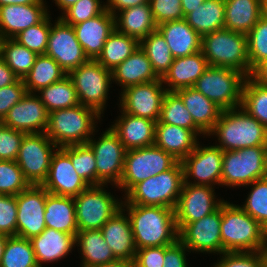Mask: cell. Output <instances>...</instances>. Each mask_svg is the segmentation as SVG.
Masks as SVG:
<instances>
[{
    "label": "cell",
    "instance_id": "6da1fadb",
    "mask_svg": "<svg viewBox=\"0 0 267 267\" xmlns=\"http://www.w3.org/2000/svg\"><path fill=\"white\" fill-rule=\"evenodd\" d=\"M131 222L137 249L169 246L178 240L175 209L122 204Z\"/></svg>",
    "mask_w": 267,
    "mask_h": 267
},
{
    "label": "cell",
    "instance_id": "7a4b0ae2",
    "mask_svg": "<svg viewBox=\"0 0 267 267\" xmlns=\"http://www.w3.org/2000/svg\"><path fill=\"white\" fill-rule=\"evenodd\" d=\"M220 230L223 253L267 250V231L238 204L222 203Z\"/></svg>",
    "mask_w": 267,
    "mask_h": 267
},
{
    "label": "cell",
    "instance_id": "3957f363",
    "mask_svg": "<svg viewBox=\"0 0 267 267\" xmlns=\"http://www.w3.org/2000/svg\"><path fill=\"white\" fill-rule=\"evenodd\" d=\"M215 135L223 151L267 145V128L252 117L243 107L222 110L214 129L207 137Z\"/></svg>",
    "mask_w": 267,
    "mask_h": 267
},
{
    "label": "cell",
    "instance_id": "277c9868",
    "mask_svg": "<svg viewBox=\"0 0 267 267\" xmlns=\"http://www.w3.org/2000/svg\"><path fill=\"white\" fill-rule=\"evenodd\" d=\"M101 118L94 109L82 104L55 110L48 114L45 133L58 148L86 144L98 132L96 123Z\"/></svg>",
    "mask_w": 267,
    "mask_h": 267
},
{
    "label": "cell",
    "instance_id": "5b68a950",
    "mask_svg": "<svg viewBox=\"0 0 267 267\" xmlns=\"http://www.w3.org/2000/svg\"><path fill=\"white\" fill-rule=\"evenodd\" d=\"M183 184V166L181 161H178L171 169L136 184L126 195H123L122 204L175 209Z\"/></svg>",
    "mask_w": 267,
    "mask_h": 267
},
{
    "label": "cell",
    "instance_id": "8992f818",
    "mask_svg": "<svg viewBox=\"0 0 267 267\" xmlns=\"http://www.w3.org/2000/svg\"><path fill=\"white\" fill-rule=\"evenodd\" d=\"M201 51L209 66L231 68L250 76L246 34L225 28L205 34Z\"/></svg>",
    "mask_w": 267,
    "mask_h": 267
},
{
    "label": "cell",
    "instance_id": "52a82bcc",
    "mask_svg": "<svg viewBox=\"0 0 267 267\" xmlns=\"http://www.w3.org/2000/svg\"><path fill=\"white\" fill-rule=\"evenodd\" d=\"M267 177V145L224 151L221 186L243 187Z\"/></svg>",
    "mask_w": 267,
    "mask_h": 267
},
{
    "label": "cell",
    "instance_id": "ba28073f",
    "mask_svg": "<svg viewBox=\"0 0 267 267\" xmlns=\"http://www.w3.org/2000/svg\"><path fill=\"white\" fill-rule=\"evenodd\" d=\"M246 78L245 74L231 68L209 66L193 88L222 110H228L241 106Z\"/></svg>",
    "mask_w": 267,
    "mask_h": 267
},
{
    "label": "cell",
    "instance_id": "9c48e42d",
    "mask_svg": "<svg viewBox=\"0 0 267 267\" xmlns=\"http://www.w3.org/2000/svg\"><path fill=\"white\" fill-rule=\"evenodd\" d=\"M177 162L170 153L155 145L128 150L117 188L126 195L136 184L171 169Z\"/></svg>",
    "mask_w": 267,
    "mask_h": 267
},
{
    "label": "cell",
    "instance_id": "30bf717a",
    "mask_svg": "<svg viewBox=\"0 0 267 267\" xmlns=\"http://www.w3.org/2000/svg\"><path fill=\"white\" fill-rule=\"evenodd\" d=\"M105 187L108 186H89L74 197L78 231L100 230L122 208V199H116Z\"/></svg>",
    "mask_w": 267,
    "mask_h": 267
},
{
    "label": "cell",
    "instance_id": "8fae6325",
    "mask_svg": "<svg viewBox=\"0 0 267 267\" xmlns=\"http://www.w3.org/2000/svg\"><path fill=\"white\" fill-rule=\"evenodd\" d=\"M68 76L74 83L79 103L103 116L108 91L112 87V71L103 67L97 60L89 59L72 70Z\"/></svg>",
    "mask_w": 267,
    "mask_h": 267
},
{
    "label": "cell",
    "instance_id": "7c38bea8",
    "mask_svg": "<svg viewBox=\"0 0 267 267\" xmlns=\"http://www.w3.org/2000/svg\"><path fill=\"white\" fill-rule=\"evenodd\" d=\"M58 147L46 133L25 134L16 162L30 185H42L46 180L52 156Z\"/></svg>",
    "mask_w": 267,
    "mask_h": 267
},
{
    "label": "cell",
    "instance_id": "4fadbf2b",
    "mask_svg": "<svg viewBox=\"0 0 267 267\" xmlns=\"http://www.w3.org/2000/svg\"><path fill=\"white\" fill-rule=\"evenodd\" d=\"M102 133L99 140L93 135L87 142L96 158L97 185L110 183L117 188L123 175L127 149L111 127Z\"/></svg>",
    "mask_w": 267,
    "mask_h": 267
},
{
    "label": "cell",
    "instance_id": "5bb4252c",
    "mask_svg": "<svg viewBox=\"0 0 267 267\" xmlns=\"http://www.w3.org/2000/svg\"><path fill=\"white\" fill-rule=\"evenodd\" d=\"M222 204L211 214L189 224H176L178 239L192 252L221 255Z\"/></svg>",
    "mask_w": 267,
    "mask_h": 267
},
{
    "label": "cell",
    "instance_id": "9a60e30c",
    "mask_svg": "<svg viewBox=\"0 0 267 267\" xmlns=\"http://www.w3.org/2000/svg\"><path fill=\"white\" fill-rule=\"evenodd\" d=\"M223 154L224 151L216 144L201 146L198 142L196 148L181 161L184 183L211 187L220 186ZM190 178H194V182Z\"/></svg>",
    "mask_w": 267,
    "mask_h": 267
},
{
    "label": "cell",
    "instance_id": "2e32d148",
    "mask_svg": "<svg viewBox=\"0 0 267 267\" xmlns=\"http://www.w3.org/2000/svg\"><path fill=\"white\" fill-rule=\"evenodd\" d=\"M166 92L167 89L161 78L148 83L132 85L121 91L119 107L130 115L157 122Z\"/></svg>",
    "mask_w": 267,
    "mask_h": 267
},
{
    "label": "cell",
    "instance_id": "e0dca14e",
    "mask_svg": "<svg viewBox=\"0 0 267 267\" xmlns=\"http://www.w3.org/2000/svg\"><path fill=\"white\" fill-rule=\"evenodd\" d=\"M55 21L54 25L51 22L45 55L52 57L68 75L89 59L77 40L73 26L64 23L59 17Z\"/></svg>",
    "mask_w": 267,
    "mask_h": 267
},
{
    "label": "cell",
    "instance_id": "ac0fdd59",
    "mask_svg": "<svg viewBox=\"0 0 267 267\" xmlns=\"http://www.w3.org/2000/svg\"><path fill=\"white\" fill-rule=\"evenodd\" d=\"M48 193L42 185H30L16 195V236L31 239L40 235L46 229L44 212Z\"/></svg>",
    "mask_w": 267,
    "mask_h": 267
},
{
    "label": "cell",
    "instance_id": "d6986e66",
    "mask_svg": "<svg viewBox=\"0 0 267 267\" xmlns=\"http://www.w3.org/2000/svg\"><path fill=\"white\" fill-rule=\"evenodd\" d=\"M211 186L184 183L175 208L176 224H189L217 210L224 199H216Z\"/></svg>",
    "mask_w": 267,
    "mask_h": 267
},
{
    "label": "cell",
    "instance_id": "ffe728a7",
    "mask_svg": "<svg viewBox=\"0 0 267 267\" xmlns=\"http://www.w3.org/2000/svg\"><path fill=\"white\" fill-rule=\"evenodd\" d=\"M42 186L51 194L74 198L90 185L75 171L70 157L58 148Z\"/></svg>",
    "mask_w": 267,
    "mask_h": 267
},
{
    "label": "cell",
    "instance_id": "44dd1931",
    "mask_svg": "<svg viewBox=\"0 0 267 267\" xmlns=\"http://www.w3.org/2000/svg\"><path fill=\"white\" fill-rule=\"evenodd\" d=\"M48 112L36 93H26L1 121L6 127L29 133H45Z\"/></svg>",
    "mask_w": 267,
    "mask_h": 267
},
{
    "label": "cell",
    "instance_id": "7402d4cb",
    "mask_svg": "<svg viewBox=\"0 0 267 267\" xmlns=\"http://www.w3.org/2000/svg\"><path fill=\"white\" fill-rule=\"evenodd\" d=\"M73 28L85 55L96 60L108 36L115 30V16L105 9L100 15L73 25Z\"/></svg>",
    "mask_w": 267,
    "mask_h": 267
},
{
    "label": "cell",
    "instance_id": "603a6c76",
    "mask_svg": "<svg viewBox=\"0 0 267 267\" xmlns=\"http://www.w3.org/2000/svg\"><path fill=\"white\" fill-rule=\"evenodd\" d=\"M46 4L0 7V40L13 39L23 30L42 22L49 12Z\"/></svg>",
    "mask_w": 267,
    "mask_h": 267
},
{
    "label": "cell",
    "instance_id": "cb8c5ba5",
    "mask_svg": "<svg viewBox=\"0 0 267 267\" xmlns=\"http://www.w3.org/2000/svg\"><path fill=\"white\" fill-rule=\"evenodd\" d=\"M121 208L100 229L103 238L116 259L134 261L137 251L131 222Z\"/></svg>",
    "mask_w": 267,
    "mask_h": 267
},
{
    "label": "cell",
    "instance_id": "d4e9b609",
    "mask_svg": "<svg viewBox=\"0 0 267 267\" xmlns=\"http://www.w3.org/2000/svg\"><path fill=\"white\" fill-rule=\"evenodd\" d=\"M120 112L121 115L110 127L118 135L127 151L154 145L155 120L133 116L122 109Z\"/></svg>",
    "mask_w": 267,
    "mask_h": 267
},
{
    "label": "cell",
    "instance_id": "484cf974",
    "mask_svg": "<svg viewBox=\"0 0 267 267\" xmlns=\"http://www.w3.org/2000/svg\"><path fill=\"white\" fill-rule=\"evenodd\" d=\"M209 64L199 51L193 55L174 58L169 70L161 78L167 91L193 87L197 79L207 70Z\"/></svg>",
    "mask_w": 267,
    "mask_h": 267
},
{
    "label": "cell",
    "instance_id": "4316f807",
    "mask_svg": "<svg viewBox=\"0 0 267 267\" xmlns=\"http://www.w3.org/2000/svg\"><path fill=\"white\" fill-rule=\"evenodd\" d=\"M39 267L66 258L75 246V236L46 227L37 236L30 239Z\"/></svg>",
    "mask_w": 267,
    "mask_h": 267
},
{
    "label": "cell",
    "instance_id": "83f0119b",
    "mask_svg": "<svg viewBox=\"0 0 267 267\" xmlns=\"http://www.w3.org/2000/svg\"><path fill=\"white\" fill-rule=\"evenodd\" d=\"M157 30L168 44L173 58L193 55L201 51L202 37L185 19L166 21Z\"/></svg>",
    "mask_w": 267,
    "mask_h": 267
},
{
    "label": "cell",
    "instance_id": "f1b7e54d",
    "mask_svg": "<svg viewBox=\"0 0 267 267\" xmlns=\"http://www.w3.org/2000/svg\"><path fill=\"white\" fill-rule=\"evenodd\" d=\"M198 140L190 129L156 122L154 145L170 153L178 161H182L196 148Z\"/></svg>",
    "mask_w": 267,
    "mask_h": 267
},
{
    "label": "cell",
    "instance_id": "f546056e",
    "mask_svg": "<svg viewBox=\"0 0 267 267\" xmlns=\"http://www.w3.org/2000/svg\"><path fill=\"white\" fill-rule=\"evenodd\" d=\"M158 79L159 77L153 71L151 62L140 47L112 70V81L122 87L121 91L132 85L148 83Z\"/></svg>",
    "mask_w": 267,
    "mask_h": 267
},
{
    "label": "cell",
    "instance_id": "4dcf8cb0",
    "mask_svg": "<svg viewBox=\"0 0 267 267\" xmlns=\"http://www.w3.org/2000/svg\"><path fill=\"white\" fill-rule=\"evenodd\" d=\"M157 27L149 3L126 8L115 15V29L139 42Z\"/></svg>",
    "mask_w": 267,
    "mask_h": 267
},
{
    "label": "cell",
    "instance_id": "1f68e13d",
    "mask_svg": "<svg viewBox=\"0 0 267 267\" xmlns=\"http://www.w3.org/2000/svg\"><path fill=\"white\" fill-rule=\"evenodd\" d=\"M262 16V0H225V29L247 35Z\"/></svg>",
    "mask_w": 267,
    "mask_h": 267
},
{
    "label": "cell",
    "instance_id": "d6a6232c",
    "mask_svg": "<svg viewBox=\"0 0 267 267\" xmlns=\"http://www.w3.org/2000/svg\"><path fill=\"white\" fill-rule=\"evenodd\" d=\"M176 92L181 96L194 123L208 136L219 120L222 109L193 87L182 88Z\"/></svg>",
    "mask_w": 267,
    "mask_h": 267
},
{
    "label": "cell",
    "instance_id": "836d02e7",
    "mask_svg": "<svg viewBox=\"0 0 267 267\" xmlns=\"http://www.w3.org/2000/svg\"><path fill=\"white\" fill-rule=\"evenodd\" d=\"M44 218L46 227L72 234L76 237L78 227L73 197L48 193L46 196Z\"/></svg>",
    "mask_w": 267,
    "mask_h": 267
},
{
    "label": "cell",
    "instance_id": "e575fe53",
    "mask_svg": "<svg viewBox=\"0 0 267 267\" xmlns=\"http://www.w3.org/2000/svg\"><path fill=\"white\" fill-rule=\"evenodd\" d=\"M75 246L80 247L81 267H96L116 260L100 230L78 231Z\"/></svg>",
    "mask_w": 267,
    "mask_h": 267
},
{
    "label": "cell",
    "instance_id": "d590c367",
    "mask_svg": "<svg viewBox=\"0 0 267 267\" xmlns=\"http://www.w3.org/2000/svg\"><path fill=\"white\" fill-rule=\"evenodd\" d=\"M185 20L201 37L224 28L225 0H205L185 16Z\"/></svg>",
    "mask_w": 267,
    "mask_h": 267
},
{
    "label": "cell",
    "instance_id": "8d00e7d4",
    "mask_svg": "<svg viewBox=\"0 0 267 267\" xmlns=\"http://www.w3.org/2000/svg\"><path fill=\"white\" fill-rule=\"evenodd\" d=\"M140 47V42L133 37L118 32L116 29L108 36L101 54L96 59L103 67L112 71Z\"/></svg>",
    "mask_w": 267,
    "mask_h": 267
},
{
    "label": "cell",
    "instance_id": "74e56055",
    "mask_svg": "<svg viewBox=\"0 0 267 267\" xmlns=\"http://www.w3.org/2000/svg\"><path fill=\"white\" fill-rule=\"evenodd\" d=\"M67 74L60 65L45 54L38 55L29 73L23 79L26 91L36 93L40 89L62 80Z\"/></svg>",
    "mask_w": 267,
    "mask_h": 267
},
{
    "label": "cell",
    "instance_id": "f35d334b",
    "mask_svg": "<svg viewBox=\"0 0 267 267\" xmlns=\"http://www.w3.org/2000/svg\"><path fill=\"white\" fill-rule=\"evenodd\" d=\"M159 122L190 129L197 136L206 135L195 123L185 107L181 96L176 91H167L160 111Z\"/></svg>",
    "mask_w": 267,
    "mask_h": 267
},
{
    "label": "cell",
    "instance_id": "ab89813d",
    "mask_svg": "<svg viewBox=\"0 0 267 267\" xmlns=\"http://www.w3.org/2000/svg\"><path fill=\"white\" fill-rule=\"evenodd\" d=\"M36 93H39V98L45 105L48 113L80 104L74 83L68 75L62 80L40 89Z\"/></svg>",
    "mask_w": 267,
    "mask_h": 267
},
{
    "label": "cell",
    "instance_id": "60d3db41",
    "mask_svg": "<svg viewBox=\"0 0 267 267\" xmlns=\"http://www.w3.org/2000/svg\"><path fill=\"white\" fill-rule=\"evenodd\" d=\"M0 55L19 79L25 78L38 56L14 39L0 40Z\"/></svg>",
    "mask_w": 267,
    "mask_h": 267
},
{
    "label": "cell",
    "instance_id": "b9f144b4",
    "mask_svg": "<svg viewBox=\"0 0 267 267\" xmlns=\"http://www.w3.org/2000/svg\"><path fill=\"white\" fill-rule=\"evenodd\" d=\"M140 48L151 62L153 71L162 78L174 59L162 34L158 30L153 31L140 41Z\"/></svg>",
    "mask_w": 267,
    "mask_h": 267
},
{
    "label": "cell",
    "instance_id": "7bdbcfd3",
    "mask_svg": "<svg viewBox=\"0 0 267 267\" xmlns=\"http://www.w3.org/2000/svg\"><path fill=\"white\" fill-rule=\"evenodd\" d=\"M0 267H39L30 239L9 236L4 247Z\"/></svg>",
    "mask_w": 267,
    "mask_h": 267
},
{
    "label": "cell",
    "instance_id": "ee69618b",
    "mask_svg": "<svg viewBox=\"0 0 267 267\" xmlns=\"http://www.w3.org/2000/svg\"><path fill=\"white\" fill-rule=\"evenodd\" d=\"M241 107L267 128V87L250 76L243 86Z\"/></svg>",
    "mask_w": 267,
    "mask_h": 267
},
{
    "label": "cell",
    "instance_id": "f6af8a7d",
    "mask_svg": "<svg viewBox=\"0 0 267 267\" xmlns=\"http://www.w3.org/2000/svg\"><path fill=\"white\" fill-rule=\"evenodd\" d=\"M70 157L75 171L90 186L97 185L96 158L92 148L86 144L61 147Z\"/></svg>",
    "mask_w": 267,
    "mask_h": 267
},
{
    "label": "cell",
    "instance_id": "bcb514c9",
    "mask_svg": "<svg viewBox=\"0 0 267 267\" xmlns=\"http://www.w3.org/2000/svg\"><path fill=\"white\" fill-rule=\"evenodd\" d=\"M247 186L252 188L240 207L267 231V177Z\"/></svg>",
    "mask_w": 267,
    "mask_h": 267
},
{
    "label": "cell",
    "instance_id": "7dc6e473",
    "mask_svg": "<svg viewBox=\"0 0 267 267\" xmlns=\"http://www.w3.org/2000/svg\"><path fill=\"white\" fill-rule=\"evenodd\" d=\"M50 15L51 14H49L42 22L23 30L13 39L37 55L45 54L51 30Z\"/></svg>",
    "mask_w": 267,
    "mask_h": 267
},
{
    "label": "cell",
    "instance_id": "c3c4849f",
    "mask_svg": "<svg viewBox=\"0 0 267 267\" xmlns=\"http://www.w3.org/2000/svg\"><path fill=\"white\" fill-rule=\"evenodd\" d=\"M250 76L252 71L267 59V19L263 16L247 34Z\"/></svg>",
    "mask_w": 267,
    "mask_h": 267
},
{
    "label": "cell",
    "instance_id": "681fc988",
    "mask_svg": "<svg viewBox=\"0 0 267 267\" xmlns=\"http://www.w3.org/2000/svg\"><path fill=\"white\" fill-rule=\"evenodd\" d=\"M30 186L16 161L0 160V194L16 196Z\"/></svg>",
    "mask_w": 267,
    "mask_h": 267
},
{
    "label": "cell",
    "instance_id": "f907efd6",
    "mask_svg": "<svg viewBox=\"0 0 267 267\" xmlns=\"http://www.w3.org/2000/svg\"><path fill=\"white\" fill-rule=\"evenodd\" d=\"M106 9L105 2L100 0H79L70 6L61 16H58L68 25H76L97 15H100Z\"/></svg>",
    "mask_w": 267,
    "mask_h": 267
},
{
    "label": "cell",
    "instance_id": "816d5d0a",
    "mask_svg": "<svg viewBox=\"0 0 267 267\" xmlns=\"http://www.w3.org/2000/svg\"><path fill=\"white\" fill-rule=\"evenodd\" d=\"M221 255L213 267H264V251L224 252Z\"/></svg>",
    "mask_w": 267,
    "mask_h": 267
},
{
    "label": "cell",
    "instance_id": "f5cc1de1",
    "mask_svg": "<svg viewBox=\"0 0 267 267\" xmlns=\"http://www.w3.org/2000/svg\"><path fill=\"white\" fill-rule=\"evenodd\" d=\"M25 134L0 122V160L16 161Z\"/></svg>",
    "mask_w": 267,
    "mask_h": 267
},
{
    "label": "cell",
    "instance_id": "db71d44e",
    "mask_svg": "<svg viewBox=\"0 0 267 267\" xmlns=\"http://www.w3.org/2000/svg\"><path fill=\"white\" fill-rule=\"evenodd\" d=\"M0 233L16 236L17 202L16 196L0 194Z\"/></svg>",
    "mask_w": 267,
    "mask_h": 267
},
{
    "label": "cell",
    "instance_id": "11a10c76",
    "mask_svg": "<svg viewBox=\"0 0 267 267\" xmlns=\"http://www.w3.org/2000/svg\"><path fill=\"white\" fill-rule=\"evenodd\" d=\"M151 11L157 25L185 19L181 0H149Z\"/></svg>",
    "mask_w": 267,
    "mask_h": 267
},
{
    "label": "cell",
    "instance_id": "9f6ffc18",
    "mask_svg": "<svg viewBox=\"0 0 267 267\" xmlns=\"http://www.w3.org/2000/svg\"><path fill=\"white\" fill-rule=\"evenodd\" d=\"M27 93L23 79L12 85L0 88V122L8 111L17 104Z\"/></svg>",
    "mask_w": 267,
    "mask_h": 267
},
{
    "label": "cell",
    "instance_id": "6f0895ef",
    "mask_svg": "<svg viewBox=\"0 0 267 267\" xmlns=\"http://www.w3.org/2000/svg\"><path fill=\"white\" fill-rule=\"evenodd\" d=\"M164 246L137 249L134 267H163Z\"/></svg>",
    "mask_w": 267,
    "mask_h": 267
},
{
    "label": "cell",
    "instance_id": "680465c9",
    "mask_svg": "<svg viewBox=\"0 0 267 267\" xmlns=\"http://www.w3.org/2000/svg\"><path fill=\"white\" fill-rule=\"evenodd\" d=\"M188 248L178 239L174 244L164 246L163 267H188Z\"/></svg>",
    "mask_w": 267,
    "mask_h": 267
},
{
    "label": "cell",
    "instance_id": "91938a15",
    "mask_svg": "<svg viewBox=\"0 0 267 267\" xmlns=\"http://www.w3.org/2000/svg\"><path fill=\"white\" fill-rule=\"evenodd\" d=\"M146 3H149V0H107L105 6L106 10L115 16L119 11L126 8Z\"/></svg>",
    "mask_w": 267,
    "mask_h": 267
},
{
    "label": "cell",
    "instance_id": "94428289",
    "mask_svg": "<svg viewBox=\"0 0 267 267\" xmlns=\"http://www.w3.org/2000/svg\"><path fill=\"white\" fill-rule=\"evenodd\" d=\"M19 80V77L7 66L0 55V88L12 85Z\"/></svg>",
    "mask_w": 267,
    "mask_h": 267
},
{
    "label": "cell",
    "instance_id": "6125c7cd",
    "mask_svg": "<svg viewBox=\"0 0 267 267\" xmlns=\"http://www.w3.org/2000/svg\"><path fill=\"white\" fill-rule=\"evenodd\" d=\"M257 83L267 87V59L262 61L251 73L250 76Z\"/></svg>",
    "mask_w": 267,
    "mask_h": 267
},
{
    "label": "cell",
    "instance_id": "be15d7a7",
    "mask_svg": "<svg viewBox=\"0 0 267 267\" xmlns=\"http://www.w3.org/2000/svg\"><path fill=\"white\" fill-rule=\"evenodd\" d=\"M205 0H181V7L184 12V16L192 12L199 5L203 4Z\"/></svg>",
    "mask_w": 267,
    "mask_h": 267
},
{
    "label": "cell",
    "instance_id": "e7e4bbea",
    "mask_svg": "<svg viewBox=\"0 0 267 267\" xmlns=\"http://www.w3.org/2000/svg\"><path fill=\"white\" fill-rule=\"evenodd\" d=\"M46 0H0V7L4 5H30V4H46Z\"/></svg>",
    "mask_w": 267,
    "mask_h": 267
},
{
    "label": "cell",
    "instance_id": "03108f58",
    "mask_svg": "<svg viewBox=\"0 0 267 267\" xmlns=\"http://www.w3.org/2000/svg\"><path fill=\"white\" fill-rule=\"evenodd\" d=\"M96 267H134L133 261L116 259L112 262L105 263Z\"/></svg>",
    "mask_w": 267,
    "mask_h": 267
},
{
    "label": "cell",
    "instance_id": "003e7915",
    "mask_svg": "<svg viewBox=\"0 0 267 267\" xmlns=\"http://www.w3.org/2000/svg\"><path fill=\"white\" fill-rule=\"evenodd\" d=\"M55 1V4L59 9H61V12L68 9L70 6L74 5L79 0H53Z\"/></svg>",
    "mask_w": 267,
    "mask_h": 267
},
{
    "label": "cell",
    "instance_id": "a7ac6f4b",
    "mask_svg": "<svg viewBox=\"0 0 267 267\" xmlns=\"http://www.w3.org/2000/svg\"><path fill=\"white\" fill-rule=\"evenodd\" d=\"M7 238H8V236L0 233V262H1V259L3 256L4 247H5Z\"/></svg>",
    "mask_w": 267,
    "mask_h": 267
},
{
    "label": "cell",
    "instance_id": "89a4df30",
    "mask_svg": "<svg viewBox=\"0 0 267 267\" xmlns=\"http://www.w3.org/2000/svg\"><path fill=\"white\" fill-rule=\"evenodd\" d=\"M263 17L267 19V3H263Z\"/></svg>",
    "mask_w": 267,
    "mask_h": 267
},
{
    "label": "cell",
    "instance_id": "2644e50d",
    "mask_svg": "<svg viewBox=\"0 0 267 267\" xmlns=\"http://www.w3.org/2000/svg\"><path fill=\"white\" fill-rule=\"evenodd\" d=\"M264 267H267V250L264 251Z\"/></svg>",
    "mask_w": 267,
    "mask_h": 267
}]
</instances>
